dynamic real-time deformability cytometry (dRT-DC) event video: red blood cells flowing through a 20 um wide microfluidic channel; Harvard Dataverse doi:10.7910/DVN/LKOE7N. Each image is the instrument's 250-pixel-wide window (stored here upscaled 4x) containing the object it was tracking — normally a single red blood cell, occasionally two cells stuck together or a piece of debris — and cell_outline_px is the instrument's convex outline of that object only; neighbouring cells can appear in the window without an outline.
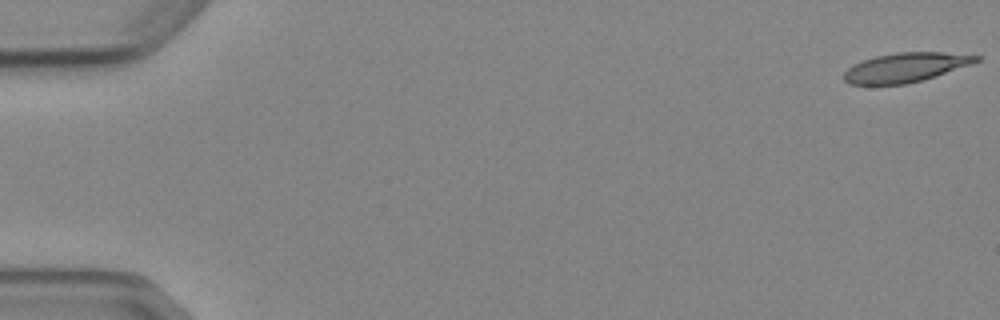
{"species": "Egyptian fruit bat (a non-hibernating species)", "species_latin": "Rousettus aegyptiacus", "temperature_condition": "cold", "stored_images_in_passage": 6, "camera_frame_rate_fps": 3000, "um_per_image_px": 0.085, "animal": {"sex": "female"}, "frame": {"image": 1, "passage_image": 1, "time_ms": 0.0, "image_size_px": [1000, 320], "cell_outline_px": [[980, 60], [972, 64], [924, 80], [908, 84], [848, 84], [844, 80], [844, 72], [852, 64], [876, 56], [896, 52], [940, 52], [980, 56]], "centroid_in_image_um": [76.97, 5.73], "position_along_channel_um": 8.0, "area_um2": 22.54}}
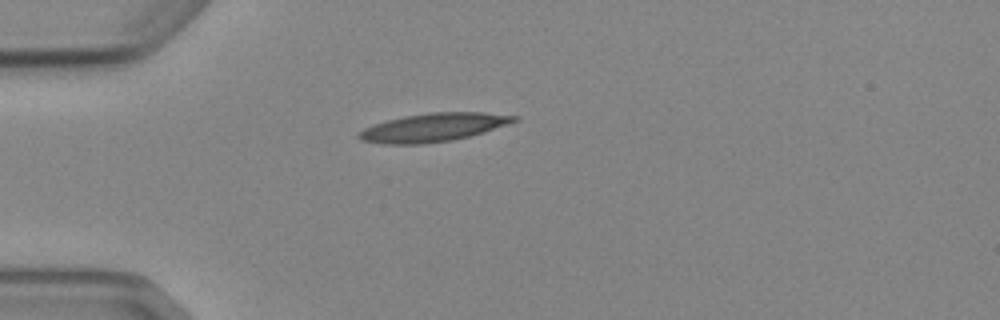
{"frame": {"image": 2, "passage_image": 5, "time_ms": 4.667, "image_size_px": [1000, 320], "cell_outline_px": [[520, 120], [484, 132], [452, 140], [420, 144], [384, 144], [360, 140], [356, 136], [364, 128], [372, 124], [404, 116], [428, 112], [484, 112], [520, 116]], "centroid_in_image_um": [36.85, 10.82], "position_along_channel_um": 48.2, "area_um2": 25.72}}